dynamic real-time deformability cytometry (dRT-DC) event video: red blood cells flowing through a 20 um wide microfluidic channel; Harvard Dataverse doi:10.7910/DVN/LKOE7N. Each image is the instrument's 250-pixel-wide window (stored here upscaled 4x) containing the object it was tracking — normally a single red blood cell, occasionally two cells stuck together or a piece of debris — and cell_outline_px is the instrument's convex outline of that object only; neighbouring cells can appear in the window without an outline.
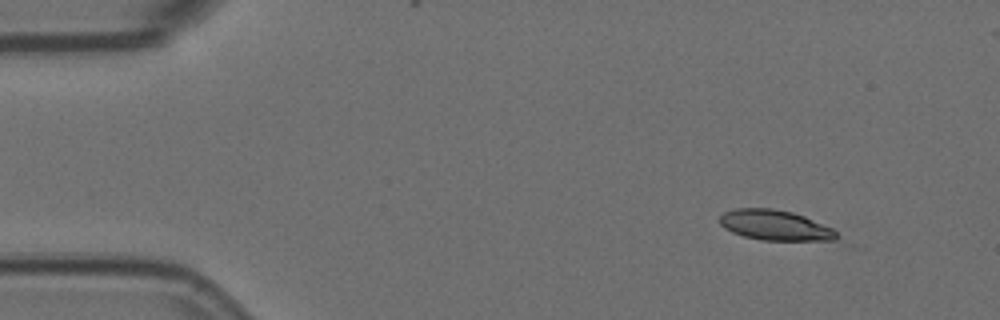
{"species": "Egyptian fruit bat (a non-hibernating species)", "species_latin": "Rousettus aegyptiacus", "temperature_condition": "room temperature", "stored_images_in_passage": 52, "camera_frame_rate_fps": 3000, "um_per_image_px": 0.085, "animal": {"sex": "female"}, "frame": {"image": 1, "passage_image": 1, "time_ms": 0.0, "image_size_px": [1000, 320], "cell_outline_px": [[836, 240], [760, 240], [744, 236], [732, 232], [724, 228], [720, 224], [720, 216], [724, 212], [736, 208], [772, 208], [792, 212], [804, 216], [832, 228], [836, 232]], "centroid_in_image_um": [65.84, 19.14], "position_along_channel_um": 19.2, "area_um2": 20.46}}
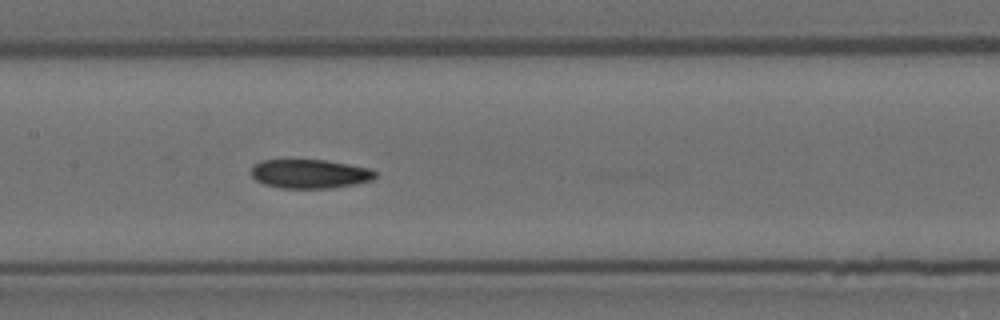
{"frame": {"image": 2, "passage_image": 22, "time_ms": 7.0, "image_size_px": [1000, 320], "cell_outline_px": [[376, 176], [372, 180], [352, 184], [328, 188], [280, 188], [264, 184], [256, 180], [248, 172], [252, 164], [260, 160], [324, 160], [372, 168], [376, 172]], "centroid_in_image_um": [26.27, 14.76], "position_along_channel_um": 181.1, "area_um2": 21.1}}
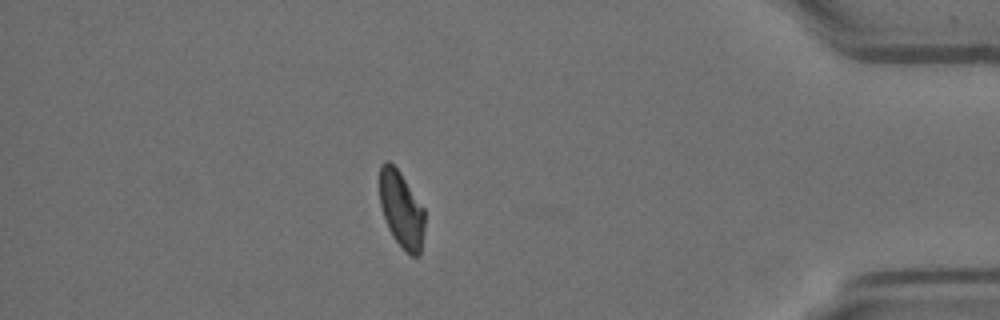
{"frame": {"image": 3, "passage_image": 44, "time_ms": 14.333, "image_size_px": [1000, 320], "cell_outline_px": [[424, 228], [420, 256], [412, 256], [392, 236], [388, 228], [380, 204], [380, 164], [384, 160], [388, 160], [400, 172], [424, 208]], "centroid_in_image_um": [34.12, 17.78], "position_along_channel_um": 401.1, "area_um2": 19.88}, "authors_computed_cell_mechanics": {"area_um2": 21.386, "velocity_mm_per_s": 3.5893, "shape_relaxation_time_tau1_ms": null, "shape_relaxation_time_tau2_ms": 10.6097, "deformation_change_tau1": null, "deformation_change_tau2": 0.1676}}